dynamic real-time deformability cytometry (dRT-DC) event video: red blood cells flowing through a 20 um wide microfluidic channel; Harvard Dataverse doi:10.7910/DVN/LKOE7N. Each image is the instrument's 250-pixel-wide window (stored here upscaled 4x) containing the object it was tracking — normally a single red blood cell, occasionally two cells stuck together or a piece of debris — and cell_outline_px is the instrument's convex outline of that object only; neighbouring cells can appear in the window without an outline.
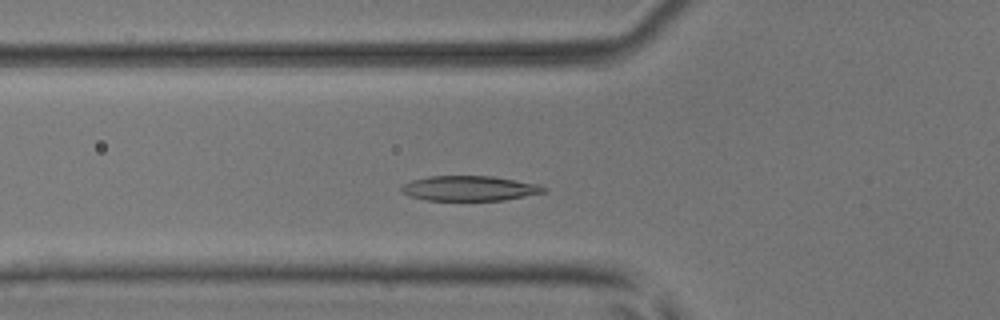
{"species": "common noctule bat (a hibernating species)", "species_latin": "Nyctalus noctula", "temperature_condition": "room temperature", "stored_images_in_passage": 43, "camera_frame_rate_fps": 3000, "um_per_image_px": 0.085, "animal": {"sex": "male", "body_mass_g": 17.9, "forearm_length_mm": 54.2}, "frame": {"image": 1, "passage_image": 13, "time_ms": 4.0, "image_size_px": [1000, 320], "cell_outline_px": [[548, 188], [544, 192], [504, 200], [424, 200], [408, 196], [400, 192], [400, 188], [404, 184], [412, 180], [428, 176], [492, 176], [536, 184]], "centroid_in_image_um": [39.84, 16.01], "position_along_channel_um": 86.0, "area_um2": 20.63}}
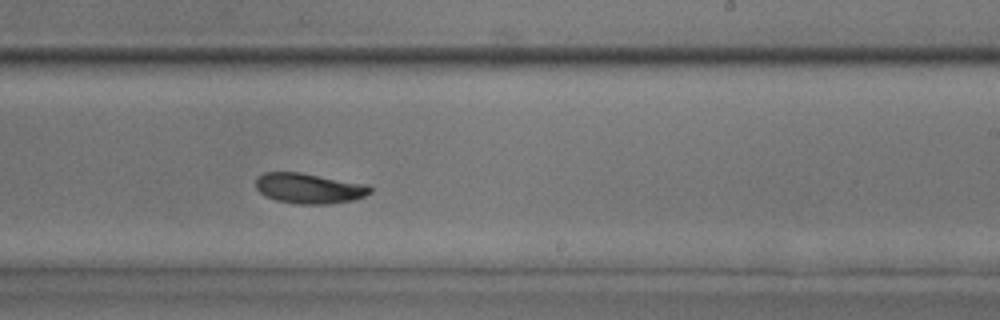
{"frame": {"image": 2, "passage_image": 27, "time_ms": 8.667, "image_size_px": [1000, 320], "cell_outline_px": [[372, 192], [356, 200], [328, 204], [296, 204], [276, 200], [264, 196], [256, 188], [256, 176], [264, 172], [300, 172], [368, 184], [372, 188]], "centroid_in_image_um": [26.28, 16.01], "position_along_channel_um": 262.7, "area_um2": 20.52}}
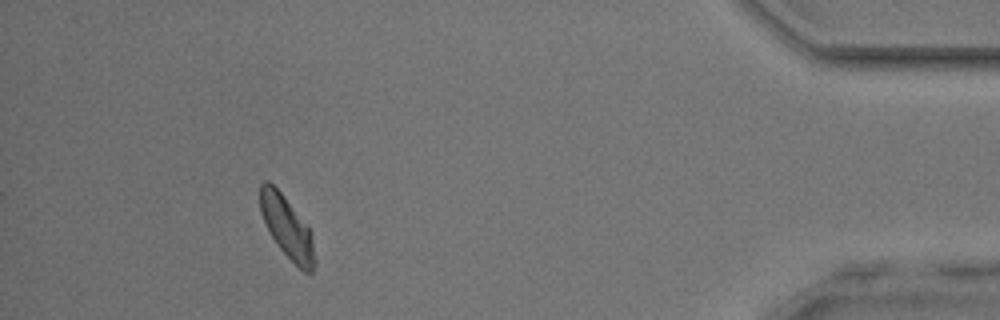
{"frame": {"image": 3, "passage_image": 43, "time_ms": 14.0, "image_size_px": [1000, 320], "cell_outline_px": [[316, 264], [312, 272], [304, 272], [280, 248], [272, 236], [260, 212], [260, 184], [264, 180], [268, 180], [280, 192], [308, 228], [316, 260]], "centroid_in_image_um": [24.37, 19.32], "position_along_channel_um": 410.8, "area_um2": 18.79}, "authors_computed_cell_mechanics": {"area_um2": 20.6346, "velocity_mm_per_s": 3.7999, "shape_relaxation_time_tau1_ms": 2.0715, "shape_relaxation_time_tau2_ms": 3.6344, "deformation_change_tau1": 0.1108, "deformation_change_tau2": 0.0698}}